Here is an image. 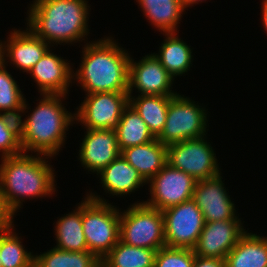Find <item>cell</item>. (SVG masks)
Returning a JSON list of instances; mask_svg holds the SVG:
<instances>
[{"label":"cell","mask_w":267,"mask_h":267,"mask_svg":"<svg viewBox=\"0 0 267 267\" xmlns=\"http://www.w3.org/2000/svg\"><path fill=\"white\" fill-rule=\"evenodd\" d=\"M48 158L26 153L1 158L0 200L12 219L23 198L46 197L55 192V173L45 160Z\"/></svg>","instance_id":"6da1fadb"},{"label":"cell","mask_w":267,"mask_h":267,"mask_svg":"<svg viewBox=\"0 0 267 267\" xmlns=\"http://www.w3.org/2000/svg\"><path fill=\"white\" fill-rule=\"evenodd\" d=\"M80 68L73 77L87 94L128 92L130 55L113 39L104 38L83 47Z\"/></svg>","instance_id":"7a4b0ae2"},{"label":"cell","mask_w":267,"mask_h":267,"mask_svg":"<svg viewBox=\"0 0 267 267\" xmlns=\"http://www.w3.org/2000/svg\"><path fill=\"white\" fill-rule=\"evenodd\" d=\"M88 7L85 0H35L29 9L27 25L49 45L72 44L88 35Z\"/></svg>","instance_id":"3957f363"},{"label":"cell","mask_w":267,"mask_h":267,"mask_svg":"<svg viewBox=\"0 0 267 267\" xmlns=\"http://www.w3.org/2000/svg\"><path fill=\"white\" fill-rule=\"evenodd\" d=\"M33 113L20 120V141L23 152H37L50 158L59 152L65 142L66 130L74 123L75 115L62 105L65 95L42 94ZM62 98V99H61Z\"/></svg>","instance_id":"277c9868"},{"label":"cell","mask_w":267,"mask_h":267,"mask_svg":"<svg viewBox=\"0 0 267 267\" xmlns=\"http://www.w3.org/2000/svg\"><path fill=\"white\" fill-rule=\"evenodd\" d=\"M82 226L88 251L100 260L120 240V212L99 195L87 194L82 201Z\"/></svg>","instance_id":"5b68a950"},{"label":"cell","mask_w":267,"mask_h":267,"mask_svg":"<svg viewBox=\"0 0 267 267\" xmlns=\"http://www.w3.org/2000/svg\"><path fill=\"white\" fill-rule=\"evenodd\" d=\"M120 240L156 251L166 246L162 211L140 202L120 212Z\"/></svg>","instance_id":"8992f818"},{"label":"cell","mask_w":267,"mask_h":267,"mask_svg":"<svg viewBox=\"0 0 267 267\" xmlns=\"http://www.w3.org/2000/svg\"><path fill=\"white\" fill-rule=\"evenodd\" d=\"M193 100L174 96L168 106L165 126L157 138L168 146L183 140L201 138L206 135L207 113L202 106L194 104Z\"/></svg>","instance_id":"52a82bcc"},{"label":"cell","mask_w":267,"mask_h":267,"mask_svg":"<svg viewBox=\"0 0 267 267\" xmlns=\"http://www.w3.org/2000/svg\"><path fill=\"white\" fill-rule=\"evenodd\" d=\"M205 138L203 136L168 145L167 163L189 174L197 181L220 175L221 171L213 148Z\"/></svg>","instance_id":"ba28073f"},{"label":"cell","mask_w":267,"mask_h":267,"mask_svg":"<svg viewBox=\"0 0 267 267\" xmlns=\"http://www.w3.org/2000/svg\"><path fill=\"white\" fill-rule=\"evenodd\" d=\"M165 244L168 247L193 249L202 232L205 219L193 199L162 211Z\"/></svg>","instance_id":"9c48e42d"},{"label":"cell","mask_w":267,"mask_h":267,"mask_svg":"<svg viewBox=\"0 0 267 267\" xmlns=\"http://www.w3.org/2000/svg\"><path fill=\"white\" fill-rule=\"evenodd\" d=\"M86 96L74 113L75 120L86 129H115L129 104L128 92H96Z\"/></svg>","instance_id":"30bf717a"},{"label":"cell","mask_w":267,"mask_h":267,"mask_svg":"<svg viewBox=\"0 0 267 267\" xmlns=\"http://www.w3.org/2000/svg\"><path fill=\"white\" fill-rule=\"evenodd\" d=\"M196 181L192 176L168 163L151 179V199L144 203L163 211L193 198Z\"/></svg>","instance_id":"8fae6325"},{"label":"cell","mask_w":267,"mask_h":267,"mask_svg":"<svg viewBox=\"0 0 267 267\" xmlns=\"http://www.w3.org/2000/svg\"><path fill=\"white\" fill-rule=\"evenodd\" d=\"M174 77L164 68L154 54L146 55L139 62H134L130 57L129 63V88L137 89L140 95L176 96L171 88Z\"/></svg>","instance_id":"7c38bea8"},{"label":"cell","mask_w":267,"mask_h":267,"mask_svg":"<svg viewBox=\"0 0 267 267\" xmlns=\"http://www.w3.org/2000/svg\"><path fill=\"white\" fill-rule=\"evenodd\" d=\"M241 220L205 222L194 254L201 257L226 259L239 238L245 233Z\"/></svg>","instance_id":"4fadbf2b"},{"label":"cell","mask_w":267,"mask_h":267,"mask_svg":"<svg viewBox=\"0 0 267 267\" xmlns=\"http://www.w3.org/2000/svg\"><path fill=\"white\" fill-rule=\"evenodd\" d=\"M223 185L221 174L196 181L192 199L202 211L205 222L240 220Z\"/></svg>","instance_id":"5bb4252c"},{"label":"cell","mask_w":267,"mask_h":267,"mask_svg":"<svg viewBox=\"0 0 267 267\" xmlns=\"http://www.w3.org/2000/svg\"><path fill=\"white\" fill-rule=\"evenodd\" d=\"M79 160L88 171L101 172L121 155L115 129H86Z\"/></svg>","instance_id":"9a60e30c"},{"label":"cell","mask_w":267,"mask_h":267,"mask_svg":"<svg viewBox=\"0 0 267 267\" xmlns=\"http://www.w3.org/2000/svg\"><path fill=\"white\" fill-rule=\"evenodd\" d=\"M63 57L50 52V48L42 58L32 67L29 74L36 81L39 92L42 94H68V87L73 70Z\"/></svg>","instance_id":"2e32d148"},{"label":"cell","mask_w":267,"mask_h":267,"mask_svg":"<svg viewBox=\"0 0 267 267\" xmlns=\"http://www.w3.org/2000/svg\"><path fill=\"white\" fill-rule=\"evenodd\" d=\"M13 31L9 35L7 45L5 42L2 43L3 61H6L5 57H9V60L16 67L29 73L50 46L42 38L35 36L28 28L25 31Z\"/></svg>","instance_id":"e0dca14e"},{"label":"cell","mask_w":267,"mask_h":267,"mask_svg":"<svg viewBox=\"0 0 267 267\" xmlns=\"http://www.w3.org/2000/svg\"><path fill=\"white\" fill-rule=\"evenodd\" d=\"M121 155L148 183L167 163V146L156 138L147 144L125 148Z\"/></svg>","instance_id":"ac0fdd59"},{"label":"cell","mask_w":267,"mask_h":267,"mask_svg":"<svg viewBox=\"0 0 267 267\" xmlns=\"http://www.w3.org/2000/svg\"><path fill=\"white\" fill-rule=\"evenodd\" d=\"M97 175L101 177L104 190L116 196L135 192L134 190L146 183L122 155H119Z\"/></svg>","instance_id":"d6986e66"},{"label":"cell","mask_w":267,"mask_h":267,"mask_svg":"<svg viewBox=\"0 0 267 267\" xmlns=\"http://www.w3.org/2000/svg\"><path fill=\"white\" fill-rule=\"evenodd\" d=\"M225 261L226 267H267V237L246 231Z\"/></svg>","instance_id":"ffe728a7"},{"label":"cell","mask_w":267,"mask_h":267,"mask_svg":"<svg viewBox=\"0 0 267 267\" xmlns=\"http://www.w3.org/2000/svg\"><path fill=\"white\" fill-rule=\"evenodd\" d=\"M137 2L146 18L148 17L158 30L164 33L177 32L181 14L186 10L180 0H138Z\"/></svg>","instance_id":"44dd1931"},{"label":"cell","mask_w":267,"mask_h":267,"mask_svg":"<svg viewBox=\"0 0 267 267\" xmlns=\"http://www.w3.org/2000/svg\"><path fill=\"white\" fill-rule=\"evenodd\" d=\"M174 96L139 95L136 99L129 96V104L144 120L155 138L162 133L170 100Z\"/></svg>","instance_id":"7402d4cb"},{"label":"cell","mask_w":267,"mask_h":267,"mask_svg":"<svg viewBox=\"0 0 267 267\" xmlns=\"http://www.w3.org/2000/svg\"><path fill=\"white\" fill-rule=\"evenodd\" d=\"M115 131L120 150L147 144L156 139L144 120L130 104L124 108Z\"/></svg>","instance_id":"603a6c76"},{"label":"cell","mask_w":267,"mask_h":267,"mask_svg":"<svg viewBox=\"0 0 267 267\" xmlns=\"http://www.w3.org/2000/svg\"><path fill=\"white\" fill-rule=\"evenodd\" d=\"M177 33H165L166 39L159 48V54H154L164 68L173 76L183 75L192 64V51Z\"/></svg>","instance_id":"cb8c5ba5"},{"label":"cell","mask_w":267,"mask_h":267,"mask_svg":"<svg viewBox=\"0 0 267 267\" xmlns=\"http://www.w3.org/2000/svg\"><path fill=\"white\" fill-rule=\"evenodd\" d=\"M55 228V248L71 252L88 250L82 226V203L76 211L57 220Z\"/></svg>","instance_id":"d4e9b609"},{"label":"cell","mask_w":267,"mask_h":267,"mask_svg":"<svg viewBox=\"0 0 267 267\" xmlns=\"http://www.w3.org/2000/svg\"><path fill=\"white\" fill-rule=\"evenodd\" d=\"M156 250L135 247L121 240L101 259V267H154Z\"/></svg>","instance_id":"484cf974"},{"label":"cell","mask_w":267,"mask_h":267,"mask_svg":"<svg viewBox=\"0 0 267 267\" xmlns=\"http://www.w3.org/2000/svg\"><path fill=\"white\" fill-rule=\"evenodd\" d=\"M12 223L8 222L0 229L2 267H34V255L24 249L20 237L12 231Z\"/></svg>","instance_id":"4316f807"},{"label":"cell","mask_w":267,"mask_h":267,"mask_svg":"<svg viewBox=\"0 0 267 267\" xmlns=\"http://www.w3.org/2000/svg\"><path fill=\"white\" fill-rule=\"evenodd\" d=\"M34 267H101V260L88 250L71 252L53 247L34 256Z\"/></svg>","instance_id":"83f0119b"},{"label":"cell","mask_w":267,"mask_h":267,"mask_svg":"<svg viewBox=\"0 0 267 267\" xmlns=\"http://www.w3.org/2000/svg\"><path fill=\"white\" fill-rule=\"evenodd\" d=\"M5 61L0 64V112L21 118L19 112H24L28 107L21 89L14 78L6 70Z\"/></svg>","instance_id":"f1b7e54d"},{"label":"cell","mask_w":267,"mask_h":267,"mask_svg":"<svg viewBox=\"0 0 267 267\" xmlns=\"http://www.w3.org/2000/svg\"><path fill=\"white\" fill-rule=\"evenodd\" d=\"M2 158L20 155L23 152L20 141V120L0 113V152Z\"/></svg>","instance_id":"f546056e"},{"label":"cell","mask_w":267,"mask_h":267,"mask_svg":"<svg viewBox=\"0 0 267 267\" xmlns=\"http://www.w3.org/2000/svg\"><path fill=\"white\" fill-rule=\"evenodd\" d=\"M194 260L193 249L164 246L156 252L154 267H192Z\"/></svg>","instance_id":"4dcf8cb0"},{"label":"cell","mask_w":267,"mask_h":267,"mask_svg":"<svg viewBox=\"0 0 267 267\" xmlns=\"http://www.w3.org/2000/svg\"><path fill=\"white\" fill-rule=\"evenodd\" d=\"M192 267H226V261L225 259L220 258H209L195 255Z\"/></svg>","instance_id":"1f68e13d"},{"label":"cell","mask_w":267,"mask_h":267,"mask_svg":"<svg viewBox=\"0 0 267 267\" xmlns=\"http://www.w3.org/2000/svg\"><path fill=\"white\" fill-rule=\"evenodd\" d=\"M13 219L7 214L3 207H0V229L8 222H11Z\"/></svg>","instance_id":"d6a6232c"},{"label":"cell","mask_w":267,"mask_h":267,"mask_svg":"<svg viewBox=\"0 0 267 267\" xmlns=\"http://www.w3.org/2000/svg\"><path fill=\"white\" fill-rule=\"evenodd\" d=\"M262 23L265 28V31H267V0H263L262 2ZM267 33V32H266Z\"/></svg>","instance_id":"836d02e7"},{"label":"cell","mask_w":267,"mask_h":267,"mask_svg":"<svg viewBox=\"0 0 267 267\" xmlns=\"http://www.w3.org/2000/svg\"><path fill=\"white\" fill-rule=\"evenodd\" d=\"M185 8L189 7L190 5L193 6V4H198V2H202L204 0H180Z\"/></svg>","instance_id":"e575fe53"},{"label":"cell","mask_w":267,"mask_h":267,"mask_svg":"<svg viewBox=\"0 0 267 267\" xmlns=\"http://www.w3.org/2000/svg\"><path fill=\"white\" fill-rule=\"evenodd\" d=\"M2 43H0V64L3 62Z\"/></svg>","instance_id":"d590c367"}]
</instances>
